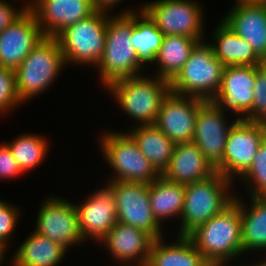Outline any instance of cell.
Wrapping results in <instances>:
<instances>
[{
	"label": "cell",
	"instance_id": "6da1fadb",
	"mask_svg": "<svg viewBox=\"0 0 266 266\" xmlns=\"http://www.w3.org/2000/svg\"><path fill=\"white\" fill-rule=\"evenodd\" d=\"M188 237L210 265L229 266L234 258L244 255L239 204L233 200L220 214L198 226Z\"/></svg>",
	"mask_w": 266,
	"mask_h": 266
},
{
	"label": "cell",
	"instance_id": "7a4b0ae2",
	"mask_svg": "<svg viewBox=\"0 0 266 266\" xmlns=\"http://www.w3.org/2000/svg\"><path fill=\"white\" fill-rule=\"evenodd\" d=\"M136 11L137 8L122 9L108 18L104 53L96 66L104 89L118 79L144 75L146 66L131 43V13Z\"/></svg>",
	"mask_w": 266,
	"mask_h": 266
},
{
	"label": "cell",
	"instance_id": "3957f363",
	"mask_svg": "<svg viewBox=\"0 0 266 266\" xmlns=\"http://www.w3.org/2000/svg\"><path fill=\"white\" fill-rule=\"evenodd\" d=\"M106 90L117 106L133 119L132 127L155 124L163 99L170 92V81L156 76L121 78L110 83Z\"/></svg>",
	"mask_w": 266,
	"mask_h": 266
},
{
	"label": "cell",
	"instance_id": "277c9868",
	"mask_svg": "<svg viewBox=\"0 0 266 266\" xmlns=\"http://www.w3.org/2000/svg\"><path fill=\"white\" fill-rule=\"evenodd\" d=\"M233 185V181L217 171L206 179L185 185L184 207L176 234L188 236L227 208L234 200Z\"/></svg>",
	"mask_w": 266,
	"mask_h": 266
},
{
	"label": "cell",
	"instance_id": "5b68a950",
	"mask_svg": "<svg viewBox=\"0 0 266 266\" xmlns=\"http://www.w3.org/2000/svg\"><path fill=\"white\" fill-rule=\"evenodd\" d=\"M224 69L225 65L215 57L209 42L206 39L199 41L182 69L170 81V92L212 101L221 88Z\"/></svg>",
	"mask_w": 266,
	"mask_h": 266
},
{
	"label": "cell",
	"instance_id": "8992f818",
	"mask_svg": "<svg viewBox=\"0 0 266 266\" xmlns=\"http://www.w3.org/2000/svg\"><path fill=\"white\" fill-rule=\"evenodd\" d=\"M66 66L58 40L45 36L14 70L16 90L21 102L25 104L46 92Z\"/></svg>",
	"mask_w": 266,
	"mask_h": 266
},
{
	"label": "cell",
	"instance_id": "52a82bcc",
	"mask_svg": "<svg viewBox=\"0 0 266 266\" xmlns=\"http://www.w3.org/2000/svg\"><path fill=\"white\" fill-rule=\"evenodd\" d=\"M104 131L99 139V147L105 162L114 171L110 181L150 184L161 176L126 131Z\"/></svg>",
	"mask_w": 266,
	"mask_h": 266
},
{
	"label": "cell",
	"instance_id": "ba28073f",
	"mask_svg": "<svg viewBox=\"0 0 266 266\" xmlns=\"http://www.w3.org/2000/svg\"><path fill=\"white\" fill-rule=\"evenodd\" d=\"M111 15L95 11L55 37L67 66L84 64L96 68L104 53L107 23Z\"/></svg>",
	"mask_w": 266,
	"mask_h": 266
},
{
	"label": "cell",
	"instance_id": "9c48e42d",
	"mask_svg": "<svg viewBox=\"0 0 266 266\" xmlns=\"http://www.w3.org/2000/svg\"><path fill=\"white\" fill-rule=\"evenodd\" d=\"M196 0H154L140 6L164 35H183L199 41L204 33V8Z\"/></svg>",
	"mask_w": 266,
	"mask_h": 266
},
{
	"label": "cell",
	"instance_id": "30bf717a",
	"mask_svg": "<svg viewBox=\"0 0 266 266\" xmlns=\"http://www.w3.org/2000/svg\"><path fill=\"white\" fill-rule=\"evenodd\" d=\"M265 137V123L237 120L228 132L222 162L215 170L235 182L250 168Z\"/></svg>",
	"mask_w": 266,
	"mask_h": 266
},
{
	"label": "cell",
	"instance_id": "8fae6325",
	"mask_svg": "<svg viewBox=\"0 0 266 266\" xmlns=\"http://www.w3.org/2000/svg\"><path fill=\"white\" fill-rule=\"evenodd\" d=\"M119 223L130 225L151 234L155 239L165 235L154 217L149 198V184L126 181H109ZM163 232V233H162Z\"/></svg>",
	"mask_w": 266,
	"mask_h": 266
},
{
	"label": "cell",
	"instance_id": "7c38bea8",
	"mask_svg": "<svg viewBox=\"0 0 266 266\" xmlns=\"http://www.w3.org/2000/svg\"><path fill=\"white\" fill-rule=\"evenodd\" d=\"M35 231L64 246L67 250L73 245H84L86 241L80 231L78 214L74 202L60 197H49L36 215Z\"/></svg>",
	"mask_w": 266,
	"mask_h": 266
},
{
	"label": "cell",
	"instance_id": "4fadbf2b",
	"mask_svg": "<svg viewBox=\"0 0 266 266\" xmlns=\"http://www.w3.org/2000/svg\"><path fill=\"white\" fill-rule=\"evenodd\" d=\"M226 116L227 113L213 101H204L197 111L192 142L199 147L214 168L222 162L228 132L238 120L235 118L229 121Z\"/></svg>",
	"mask_w": 266,
	"mask_h": 266
},
{
	"label": "cell",
	"instance_id": "5bb4252c",
	"mask_svg": "<svg viewBox=\"0 0 266 266\" xmlns=\"http://www.w3.org/2000/svg\"><path fill=\"white\" fill-rule=\"evenodd\" d=\"M204 100L169 92L163 99L155 125L174 143L192 142L199 106Z\"/></svg>",
	"mask_w": 266,
	"mask_h": 266
},
{
	"label": "cell",
	"instance_id": "9a60e30c",
	"mask_svg": "<svg viewBox=\"0 0 266 266\" xmlns=\"http://www.w3.org/2000/svg\"><path fill=\"white\" fill-rule=\"evenodd\" d=\"M255 78L254 65L225 66L221 88L212 101L224 113L232 112L238 120L247 121L253 105Z\"/></svg>",
	"mask_w": 266,
	"mask_h": 266
},
{
	"label": "cell",
	"instance_id": "2e32d148",
	"mask_svg": "<svg viewBox=\"0 0 266 266\" xmlns=\"http://www.w3.org/2000/svg\"><path fill=\"white\" fill-rule=\"evenodd\" d=\"M28 9L48 37H56L67 27L95 12L92 0H30Z\"/></svg>",
	"mask_w": 266,
	"mask_h": 266
},
{
	"label": "cell",
	"instance_id": "e0dca14e",
	"mask_svg": "<svg viewBox=\"0 0 266 266\" xmlns=\"http://www.w3.org/2000/svg\"><path fill=\"white\" fill-rule=\"evenodd\" d=\"M86 197L81 204L74 203L80 231L86 242L98 243L118 222L114 195L105 185Z\"/></svg>",
	"mask_w": 266,
	"mask_h": 266
},
{
	"label": "cell",
	"instance_id": "ac0fdd59",
	"mask_svg": "<svg viewBox=\"0 0 266 266\" xmlns=\"http://www.w3.org/2000/svg\"><path fill=\"white\" fill-rule=\"evenodd\" d=\"M155 240L141 229L117 222L98 244L104 245L120 266H146Z\"/></svg>",
	"mask_w": 266,
	"mask_h": 266
},
{
	"label": "cell",
	"instance_id": "d6986e66",
	"mask_svg": "<svg viewBox=\"0 0 266 266\" xmlns=\"http://www.w3.org/2000/svg\"><path fill=\"white\" fill-rule=\"evenodd\" d=\"M44 37L36 17L28 9L0 33V66L15 70Z\"/></svg>",
	"mask_w": 266,
	"mask_h": 266
},
{
	"label": "cell",
	"instance_id": "ffe728a7",
	"mask_svg": "<svg viewBox=\"0 0 266 266\" xmlns=\"http://www.w3.org/2000/svg\"><path fill=\"white\" fill-rule=\"evenodd\" d=\"M222 21L262 58L266 54V0L233 5Z\"/></svg>",
	"mask_w": 266,
	"mask_h": 266
},
{
	"label": "cell",
	"instance_id": "44dd1931",
	"mask_svg": "<svg viewBox=\"0 0 266 266\" xmlns=\"http://www.w3.org/2000/svg\"><path fill=\"white\" fill-rule=\"evenodd\" d=\"M216 172L194 142L175 144L168 168L161 175L183 185L212 176Z\"/></svg>",
	"mask_w": 266,
	"mask_h": 266
},
{
	"label": "cell",
	"instance_id": "7402d4cb",
	"mask_svg": "<svg viewBox=\"0 0 266 266\" xmlns=\"http://www.w3.org/2000/svg\"><path fill=\"white\" fill-rule=\"evenodd\" d=\"M212 34V47L215 57L225 66H261V58L247 41L239 37L222 20L217 23Z\"/></svg>",
	"mask_w": 266,
	"mask_h": 266
},
{
	"label": "cell",
	"instance_id": "603a6c76",
	"mask_svg": "<svg viewBox=\"0 0 266 266\" xmlns=\"http://www.w3.org/2000/svg\"><path fill=\"white\" fill-rule=\"evenodd\" d=\"M17 247L11 266H58L68 250L35 231Z\"/></svg>",
	"mask_w": 266,
	"mask_h": 266
},
{
	"label": "cell",
	"instance_id": "cb8c5ba5",
	"mask_svg": "<svg viewBox=\"0 0 266 266\" xmlns=\"http://www.w3.org/2000/svg\"><path fill=\"white\" fill-rule=\"evenodd\" d=\"M235 193L240 206L243 254L266 250V197H249L250 206ZM245 202V203H244Z\"/></svg>",
	"mask_w": 266,
	"mask_h": 266
},
{
	"label": "cell",
	"instance_id": "d4e9b609",
	"mask_svg": "<svg viewBox=\"0 0 266 266\" xmlns=\"http://www.w3.org/2000/svg\"><path fill=\"white\" fill-rule=\"evenodd\" d=\"M163 238L153 243L146 266H210L188 236L177 235L173 243Z\"/></svg>",
	"mask_w": 266,
	"mask_h": 266
},
{
	"label": "cell",
	"instance_id": "484cf974",
	"mask_svg": "<svg viewBox=\"0 0 266 266\" xmlns=\"http://www.w3.org/2000/svg\"><path fill=\"white\" fill-rule=\"evenodd\" d=\"M126 132L155 170L162 175L169 166L175 144L155 124L130 127Z\"/></svg>",
	"mask_w": 266,
	"mask_h": 266
},
{
	"label": "cell",
	"instance_id": "4316f807",
	"mask_svg": "<svg viewBox=\"0 0 266 266\" xmlns=\"http://www.w3.org/2000/svg\"><path fill=\"white\" fill-rule=\"evenodd\" d=\"M198 42L195 38L183 35H164L156 60L152 64L158 69L152 76L171 81L182 69Z\"/></svg>",
	"mask_w": 266,
	"mask_h": 266
},
{
	"label": "cell",
	"instance_id": "83f0119b",
	"mask_svg": "<svg viewBox=\"0 0 266 266\" xmlns=\"http://www.w3.org/2000/svg\"><path fill=\"white\" fill-rule=\"evenodd\" d=\"M151 210L155 219L163 225V220L180 216L184 207L185 185L171 182L160 176L149 184Z\"/></svg>",
	"mask_w": 266,
	"mask_h": 266
},
{
	"label": "cell",
	"instance_id": "f1b7e54d",
	"mask_svg": "<svg viewBox=\"0 0 266 266\" xmlns=\"http://www.w3.org/2000/svg\"><path fill=\"white\" fill-rule=\"evenodd\" d=\"M163 37L164 34L142 8L131 13V43L144 66L155 62Z\"/></svg>",
	"mask_w": 266,
	"mask_h": 266
},
{
	"label": "cell",
	"instance_id": "f546056e",
	"mask_svg": "<svg viewBox=\"0 0 266 266\" xmlns=\"http://www.w3.org/2000/svg\"><path fill=\"white\" fill-rule=\"evenodd\" d=\"M49 142L44 135L31 132L20 134L10 142L5 141L24 174L39 167L45 160L49 151Z\"/></svg>",
	"mask_w": 266,
	"mask_h": 266
},
{
	"label": "cell",
	"instance_id": "4dcf8cb0",
	"mask_svg": "<svg viewBox=\"0 0 266 266\" xmlns=\"http://www.w3.org/2000/svg\"><path fill=\"white\" fill-rule=\"evenodd\" d=\"M249 197H266V137L260 144L250 168L240 177Z\"/></svg>",
	"mask_w": 266,
	"mask_h": 266
},
{
	"label": "cell",
	"instance_id": "1f68e13d",
	"mask_svg": "<svg viewBox=\"0 0 266 266\" xmlns=\"http://www.w3.org/2000/svg\"><path fill=\"white\" fill-rule=\"evenodd\" d=\"M22 104L16 90L14 69L0 66V115L7 116Z\"/></svg>",
	"mask_w": 266,
	"mask_h": 266
},
{
	"label": "cell",
	"instance_id": "d6a6232c",
	"mask_svg": "<svg viewBox=\"0 0 266 266\" xmlns=\"http://www.w3.org/2000/svg\"><path fill=\"white\" fill-rule=\"evenodd\" d=\"M253 92V105L247 121L266 124V70L262 66H256Z\"/></svg>",
	"mask_w": 266,
	"mask_h": 266
},
{
	"label": "cell",
	"instance_id": "836d02e7",
	"mask_svg": "<svg viewBox=\"0 0 266 266\" xmlns=\"http://www.w3.org/2000/svg\"><path fill=\"white\" fill-rule=\"evenodd\" d=\"M20 207L0 199V241L9 246L13 233L19 222Z\"/></svg>",
	"mask_w": 266,
	"mask_h": 266
},
{
	"label": "cell",
	"instance_id": "e575fe53",
	"mask_svg": "<svg viewBox=\"0 0 266 266\" xmlns=\"http://www.w3.org/2000/svg\"><path fill=\"white\" fill-rule=\"evenodd\" d=\"M24 175L6 143H0V178L14 179Z\"/></svg>",
	"mask_w": 266,
	"mask_h": 266
},
{
	"label": "cell",
	"instance_id": "d590c367",
	"mask_svg": "<svg viewBox=\"0 0 266 266\" xmlns=\"http://www.w3.org/2000/svg\"><path fill=\"white\" fill-rule=\"evenodd\" d=\"M28 1L29 0H24L26 4H21L22 7L17 6L15 8V5L10 1L6 2L5 0H0V33L28 10Z\"/></svg>",
	"mask_w": 266,
	"mask_h": 266
},
{
	"label": "cell",
	"instance_id": "8d00e7d4",
	"mask_svg": "<svg viewBox=\"0 0 266 266\" xmlns=\"http://www.w3.org/2000/svg\"><path fill=\"white\" fill-rule=\"evenodd\" d=\"M124 1V0H123ZM122 0H92L95 11L109 14ZM113 8V9H112Z\"/></svg>",
	"mask_w": 266,
	"mask_h": 266
},
{
	"label": "cell",
	"instance_id": "74e56055",
	"mask_svg": "<svg viewBox=\"0 0 266 266\" xmlns=\"http://www.w3.org/2000/svg\"><path fill=\"white\" fill-rule=\"evenodd\" d=\"M7 246L4 242L0 241V266H2L3 263H6L4 260H6V253H7Z\"/></svg>",
	"mask_w": 266,
	"mask_h": 266
},
{
	"label": "cell",
	"instance_id": "f35d334b",
	"mask_svg": "<svg viewBox=\"0 0 266 266\" xmlns=\"http://www.w3.org/2000/svg\"><path fill=\"white\" fill-rule=\"evenodd\" d=\"M255 264V265H254ZM254 264H250V265H247V266H266V260H261L259 263H255ZM241 266H246V265H241Z\"/></svg>",
	"mask_w": 266,
	"mask_h": 266
},
{
	"label": "cell",
	"instance_id": "ab89813d",
	"mask_svg": "<svg viewBox=\"0 0 266 266\" xmlns=\"http://www.w3.org/2000/svg\"><path fill=\"white\" fill-rule=\"evenodd\" d=\"M235 3H241V2H260L265 0H235Z\"/></svg>",
	"mask_w": 266,
	"mask_h": 266
},
{
	"label": "cell",
	"instance_id": "60d3db41",
	"mask_svg": "<svg viewBox=\"0 0 266 266\" xmlns=\"http://www.w3.org/2000/svg\"><path fill=\"white\" fill-rule=\"evenodd\" d=\"M261 66L266 70V54L261 58Z\"/></svg>",
	"mask_w": 266,
	"mask_h": 266
},
{
	"label": "cell",
	"instance_id": "b9f144b4",
	"mask_svg": "<svg viewBox=\"0 0 266 266\" xmlns=\"http://www.w3.org/2000/svg\"><path fill=\"white\" fill-rule=\"evenodd\" d=\"M210 266H226V264H213V265H210Z\"/></svg>",
	"mask_w": 266,
	"mask_h": 266
}]
</instances>
